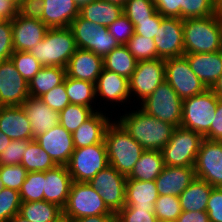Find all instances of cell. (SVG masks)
Returning a JSON list of instances; mask_svg holds the SVG:
<instances>
[{
	"label": "cell",
	"mask_w": 222,
	"mask_h": 222,
	"mask_svg": "<svg viewBox=\"0 0 222 222\" xmlns=\"http://www.w3.org/2000/svg\"><path fill=\"white\" fill-rule=\"evenodd\" d=\"M206 212L210 222H222V187H213Z\"/></svg>",
	"instance_id": "cell-51"
},
{
	"label": "cell",
	"mask_w": 222,
	"mask_h": 222,
	"mask_svg": "<svg viewBox=\"0 0 222 222\" xmlns=\"http://www.w3.org/2000/svg\"><path fill=\"white\" fill-rule=\"evenodd\" d=\"M195 178L194 167L164 166L155 179L158 195L179 196Z\"/></svg>",
	"instance_id": "cell-22"
},
{
	"label": "cell",
	"mask_w": 222,
	"mask_h": 222,
	"mask_svg": "<svg viewBox=\"0 0 222 222\" xmlns=\"http://www.w3.org/2000/svg\"><path fill=\"white\" fill-rule=\"evenodd\" d=\"M123 14V7L116 3L94 0L80 8V16L85 20L108 27Z\"/></svg>",
	"instance_id": "cell-30"
},
{
	"label": "cell",
	"mask_w": 222,
	"mask_h": 222,
	"mask_svg": "<svg viewBox=\"0 0 222 222\" xmlns=\"http://www.w3.org/2000/svg\"><path fill=\"white\" fill-rule=\"evenodd\" d=\"M139 105L144 112L158 120L165 121L175 128L181 126L182 99L166 81L159 84Z\"/></svg>",
	"instance_id": "cell-8"
},
{
	"label": "cell",
	"mask_w": 222,
	"mask_h": 222,
	"mask_svg": "<svg viewBox=\"0 0 222 222\" xmlns=\"http://www.w3.org/2000/svg\"><path fill=\"white\" fill-rule=\"evenodd\" d=\"M103 63L104 69L129 79L135 71L138 61L125 45H119L103 58Z\"/></svg>",
	"instance_id": "cell-35"
},
{
	"label": "cell",
	"mask_w": 222,
	"mask_h": 222,
	"mask_svg": "<svg viewBox=\"0 0 222 222\" xmlns=\"http://www.w3.org/2000/svg\"><path fill=\"white\" fill-rule=\"evenodd\" d=\"M197 178L222 187V141L203 139L194 165Z\"/></svg>",
	"instance_id": "cell-14"
},
{
	"label": "cell",
	"mask_w": 222,
	"mask_h": 222,
	"mask_svg": "<svg viewBox=\"0 0 222 222\" xmlns=\"http://www.w3.org/2000/svg\"><path fill=\"white\" fill-rule=\"evenodd\" d=\"M41 21L48 28L70 27L72 21L80 15V7L75 0H43Z\"/></svg>",
	"instance_id": "cell-26"
},
{
	"label": "cell",
	"mask_w": 222,
	"mask_h": 222,
	"mask_svg": "<svg viewBox=\"0 0 222 222\" xmlns=\"http://www.w3.org/2000/svg\"><path fill=\"white\" fill-rule=\"evenodd\" d=\"M96 98L110 102V105L120 103L123 105L125 102L129 104L131 101V94L129 89V79L117 73L106 70L103 68L95 84ZM100 96V97H99ZM103 98V99H101ZM123 103V104H122Z\"/></svg>",
	"instance_id": "cell-19"
},
{
	"label": "cell",
	"mask_w": 222,
	"mask_h": 222,
	"mask_svg": "<svg viewBox=\"0 0 222 222\" xmlns=\"http://www.w3.org/2000/svg\"><path fill=\"white\" fill-rule=\"evenodd\" d=\"M154 207L158 222L176 221L182 213L179 197L175 195H159Z\"/></svg>",
	"instance_id": "cell-39"
},
{
	"label": "cell",
	"mask_w": 222,
	"mask_h": 222,
	"mask_svg": "<svg viewBox=\"0 0 222 222\" xmlns=\"http://www.w3.org/2000/svg\"><path fill=\"white\" fill-rule=\"evenodd\" d=\"M119 222H158L155 213H149L147 209H133L124 206L116 215Z\"/></svg>",
	"instance_id": "cell-49"
},
{
	"label": "cell",
	"mask_w": 222,
	"mask_h": 222,
	"mask_svg": "<svg viewBox=\"0 0 222 222\" xmlns=\"http://www.w3.org/2000/svg\"><path fill=\"white\" fill-rule=\"evenodd\" d=\"M163 59L139 61L132 76L129 78V89L133 103L137 98L139 103L150 96L159 84L166 78Z\"/></svg>",
	"instance_id": "cell-13"
},
{
	"label": "cell",
	"mask_w": 222,
	"mask_h": 222,
	"mask_svg": "<svg viewBox=\"0 0 222 222\" xmlns=\"http://www.w3.org/2000/svg\"><path fill=\"white\" fill-rule=\"evenodd\" d=\"M127 176L108 165L89 184L96 189L108 209L116 215L125 206Z\"/></svg>",
	"instance_id": "cell-12"
},
{
	"label": "cell",
	"mask_w": 222,
	"mask_h": 222,
	"mask_svg": "<svg viewBox=\"0 0 222 222\" xmlns=\"http://www.w3.org/2000/svg\"><path fill=\"white\" fill-rule=\"evenodd\" d=\"M103 111H95L74 133H72L74 148H83L102 143L107 126L112 118Z\"/></svg>",
	"instance_id": "cell-27"
},
{
	"label": "cell",
	"mask_w": 222,
	"mask_h": 222,
	"mask_svg": "<svg viewBox=\"0 0 222 222\" xmlns=\"http://www.w3.org/2000/svg\"><path fill=\"white\" fill-rule=\"evenodd\" d=\"M72 182L67 166H56L45 171L44 201L56 204L63 209L66 205Z\"/></svg>",
	"instance_id": "cell-23"
},
{
	"label": "cell",
	"mask_w": 222,
	"mask_h": 222,
	"mask_svg": "<svg viewBox=\"0 0 222 222\" xmlns=\"http://www.w3.org/2000/svg\"><path fill=\"white\" fill-rule=\"evenodd\" d=\"M57 166H66L74 152L72 134L58 124L34 139Z\"/></svg>",
	"instance_id": "cell-17"
},
{
	"label": "cell",
	"mask_w": 222,
	"mask_h": 222,
	"mask_svg": "<svg viewBox=\"0 0 222 222\" xmlns=\"http://www.w3.org/2000/svg\"><path fill=\"white\" fill-rule=\"evenodd\" d=\"M215 113L210 130L203 137L212 141H222V99H219Z\"/></svg>",
	"instance_id": "cell-55"
},
{
	"label": "cell",
	"mask_w": 222,
	"mask_h": 222,
	"mask_svg": "<svg viewBox=\"0 0 222 222\" xmlns=\"http://www.w3.org/2000/svg\"><path fill=\"white\" fill-rule=\"evenodd\" d=\"M125 46L138 62L158 58L157 49L152 38H145L134 33Z\"/></svg>",
	"instance_id": "cell-41"
},
{
	"label": "cell",
	"mask_w": 222,
	"mask_h": 222,
	"mask_svg": "<svg viewBox=\"0 0 222 222\" xmlns=\"http://www.w3.org/2000/svg\"><path fill=\"white\" fill-rule=\"evenodd\" d=\"M44 180L45 172H27L19 190L21 202L44 200Z\"/></svg>",
	"instance_id": "cell-38"
},
{
	"label": "cell",
	"mask_w": 222,
	"mask_h": 222,
	"mask_svg": "<svg viewBox=\"0 0 222 222\" xmlns=\"http://www.w3.org/2000/svg\"><path fill=\"white\" fill-rule=\"evenodd\" d=\"M165 81L184 100L206 91L208 88L191 70L186 57L179 56L164 60Z\"/></svg>",
	"instance_id": "cell-11"
},
{
	"label": "cell",
	"mask_w": 222,
	"mask_h": 222,
	"mask_svg": "<svg viewBox=\"0 0 222 222\" xmlns=\"http://www.w3.org/2000/svg\"><path fill=\"white\" fill-rule=\"evenodd\" d=\"M27 175V170L21 165H0V187L19 191Z\"/></svg>",
	"instance_id": "cell-44"
},
{
	"label": "cell",
	"mask_w": 222,
	"mask_h": 222,
	"mask_svg": "<svg viewBox=\"0 0 222 222\" xmlns=\"http://www.w3.org/2000/svg\"><path fill=\"white\" fill-rule=\"evenodd\" d=\"M153 2L161 16L182 19V0H153Z\"/></svg>",
	"instance_id": "cell-53"
},
{
	"label": "cell",
	"mask_w": 222,
	"mask_h": 222,
	"mask_svg": "<svg viewBox=\"0 0 222 222\" xmlns=\"http://www.w3.org/2000/svg\"><path fill=\"white\" fill-rule=\"evenodd\" d=\"M156 12L153 0H127L123 6V14L133 25L139 21L150 20Z\"/></svg>",
	"instance_id": "cell-40"
},
{
	"label": "cell",
	"mask_w": 222,
	"mask_h": 222,
	"mask_svg": "<svg viewBox=\"0 0 222 222\" xmlns=\"http://www.w3.org/2000/svg\"><path fill=\"white\" fill-rule=\"evenodd\" d=\"M164 167L163 156L158 150H145L136 162L127 179L153 181Z\"/></svg>",
	"instance_id": "cell-33"
},
{
	"label": "cell",
	"mask_w": 222,
	"mask_h": 222,
	"mask_svg": "<svg viewBox=\"0 0 222 222\" xmlns=\"http://www.w3.org/2000/svg\"><path fill=\"white\" fill-rule=\"evenodd\" d=\"M19 214L30 222H63V209L44 200L21 202Z\"/></svg>",
	"instance_id": "cell-32"
},
{
	"label": "cell",
	"mask_w": 222,
	"mask_h": 222,
	"mask_svg": "<svg viewBox=\"0 0 222 222\" xmlns=\"http://www.w3.org/2000/svg\"><path fill=\"white\" fill-rule=\"evenodd\" d=\"M185 54L222 50V15L183 20Z\"/></svg>",
	"instance_id": "cell-2"
},
{
	"label": "cell",
	"mask_w": 222,
	"mask_h": 222,
	"mask_svg": "<svg viewBox=\"0 0 222 222\" xmlns=\"http://www.w3.org/2000/svg\"><path fill=\"white\" fill-rule=\"evenodd\" d=\"M164 17L161 16L158 12H156L150 20L139 21L134 29L135 34H139L145 38H154L157 37V32L160 27L161 20Z\"/></svg>",
	"instance_id": "cell-52"
},
{
	"label": "cell",
	"mask_w": 222,
	"mask_h": 222,
	"mask_svg": "<svg viewBox=\"0 0 222 222\" xmlns=\"http://www.w3.org/2000/svg\"><path fill=\"white\" fill-rule=\"evenodd\" d=\"M18 15V5L12 0H0V18L12 20Z\"/></svg>",
	"instance_id": "cell-56"
},
{
	"label": "cell",
	"mask_w": 222,
	"mask_h": 222,
	"mask_svg": "<svg viewBox=\"0 0 222 222\" xmlns=\"http://www.w3.org/2000/svg\"><path fill=\"white\" fill-rule=\"evenodd\" d=\"M204 137L181 126L173 130L171 138L161 150L164 166L194 167Z\"/></svg>",
	"instance_id": "cell-6"
},
{
	"label": "cell",
	"mask_w": 222,
	"mask_h": 222,
	"mask_svg": "<svg viewBox=\"0 0 222 222\" xmlns=\"http://www.w3.org/2000/svg\"><path fill=\"white\" fill-rule=\"evenodd\" d=\"M213 186L201 178H195L192 183L178 196L182 211H204Z\"/></svg>",
	"instance_id": "cell-29"
},
{
	"label": "cell",
	"mask_w": 222,
	"mask_h": 222,
	"mask_svg": "<svg viewBox=\"0 0 222 222\" xmlns=\"http://www.w3.org/2000/svg\"><path fill=\"white\" fill-rule=\"evenodd\" d=\"M157 57L163 60L183 56L184 34L183 19L164 17L161 20L157 37L153 38Z\"/></svg>",
	"instance_id": "cell-16"
},
{
	"label": "cell",
	"mask_w": 222,
	"mask_h": 222,
	"mask_svg": "<svg viewBox=\"0 0 222 222\" xmlns=\"http://www.w3.org/2000/svg\"><path fill=\"white\" fill-rule=\"evenodd\" d=\"M135 26L122 14L108 26V32L115 38L119 45H125L134 34Z\"/></svg>",
	"instance_id": "cell-47"
},
{
	"label": "cell",
	"mask_w": 222,
	"mask_h": 222,
	"mask_svg": "<svg viewBox=\"0 0 222 222\" xmlns=\"http://www.w3.org/2000/svg\"><path fill=\"white\" fill-rule=\"evenodd\" d=\"M191 70L210 89L222 75V50L212 53L184 54Z\"/></svg>",
	"instance_id": "cell-24"
},
{
	"label": "cell",
	"mask_w": 222,
	"mask_h": 222,
	"mask_svg": "<svg viewBox=\"0 0 222 222\" xmlns=\"http://www.w3.org/2000/svg\"><path fill=\"white\" fill-rule=\"evenodd\" d=\"M94 111L87 106L68 104L59 112V124L71 134L74 133Z\"/></svg>",
	"instance_id": "cell-37"
},
{
	"label": "cell",
	"mask_w": 222,
	"mask_h": 222,
	"mask_svg": "<svg viewBox=\"0 0 222 222\" xmlns=\"http://www.w3.org/2000/svg\"><path fill=\"white\" fill-rule=\"evenodd\" d=\"M218 101L219 98L210 89L182 100L181 127L204 136L215 118Z\"/></svg>",
	"instance_id": "cell-7"
},
{
	"label": "cell",
	"mask_w": 222,
	"mask_h": 222,
	"mask_svg": "<svg viewBox=\"0 0 222 222\" xmlns=\"http://www.w3.org/2000/svg\"><path fill=\"white\" fill-rule=\"evenodd\" d=\"M65 89L69 97L70 104L87 106L90 107L94 112L100 110L99 108H97L98 110L95 108L97 98L94 83L66 76Z\"/></svg>",
	"instance_id": "cell-34"
},
{
	"label": "cell",
	"mask_w": 222,
	"mask_h": 222,
	"mask_svg": "<svg viewBox=\"0 0 222 222\" xmlns=\"http://www.w3.org/2000/svg\"><path fill=\"white\" fill-rule=\"evenodd\" d=\"M66 69L60 66H44L28 82L29 95L40 98L45 93L64 82Z\"/></svg>",
	"instance_id": "cell-31"
},
{
	"label": "cell",
	"mask_w": 222,
	"mask_h": 222,
	"mask_svg": "<svg viewBox=\"0 0 222 222\" xmlns=\"http://www.w3.org/2000/svg\"><path fill=\"white\" fill-rule=\"evenodd\" d=\"M213 5L216 13L222 15V0H213Z\"/></svg>",
	"instance_id": "cell-61"
},
{
	"label": "cell",
	"mask_w": 222,
	"mask_h": 222,
	"mask_svg": "<svg viewBox=\"0 0 222 222\" xmlns=\"http://www.w3.org/2000/svg\"><path fill=\"white\" fill-rule=\"evenodd\" d=\"M104 141L109 165L128 176L145 149L116 120L107 126Z\"/></svg>",
	"instance_id": "cell-3"
},
{
	"label": "cell",
	"mask_w": 222,
	"mask_h": 222,
	"mask_svg": "<svg viewBox=\"0 0 222 222\" xmlns=\"http://www.w3.org/2000/svg\"><path fill=\"white\" fill-rule=\"evenodd\" d=\"M96 215L114 214L89 183L73 181L66 205L63 208L64 221Z\"/></svg>",
	"instance_id": "cell-5"
},
{
	"label": "cell",
	"mask_w": 222,
	"mask_h": 222,
	"mask_svg": "<svg viewBox=\"0 0 222 222\" xmlns=\"http://www.w3.org/2000/svg\"><path fill=\"white\" fill-rule=\"evenodd\" d=\"M103 68V57L92 51L77 48L65 69L68 77L96 84Z\"/></svg>",
	"instance_id": "cell-20"
},
{
	"label": "cell",
	"mask_w": 222,
	"mask_h": 222,
	"mask_svg": "<svg viewBox=\"0 0 222 222\" xmlns=\"http://www.w3.org/2000/svg\"><path fill=\"white\" fill-rule=\"evenodd\" d=\"M14 52L11 20L0 22V61L10 59Z\"/></svg>",
	"instance_id": "cell-50"
},
{
	"label": "cell",
	"mask_w": 222,
	"mask_h": 222,
	"mask_svg": "<svg viewBox=\"0 0 222 222\" xmlns=\"http://www.w3.org/2000/svg\"><path fill=\"white\" fill-rule=\"evenodd\" d=\"M20 75L29 82L43 67L29 52L14 51L10 57Z\"/></svg>",
	"instance_id": "cell-43"
},
{
	"label": "cell",
	"mask_w": 222,
	"mask_h": 222,
	"mask_svg": "<svg viewBox=\"0 0 222 222\" xmlns=\"http://www.w3.org/2000/svg\"><path fill=\"white\" fill-rule=\"evenodd\" d=\"M16 5H20L24 0H12Z\"/></svg>",
	"instance_id": "cell-65"
},
{
	"label": "cell",
	"mask_w": 222,
	"mask_h": 222,
	"mask_svg": "<svg viewBox=\"0 0 222 222\" xmlns=\"http://www.w3.org/2000/svg\"><path fill=\"white\" fill-rule=\"evenodd\" d=\"M70 28L78 49L92 51L104 58L119 46L115 38L108 32V27L85 20L80 15L72 21Z\"/></svg>",
	"instance_id": "cell-9"
},
{
	"label": "cell",
	"mask_w": 222,
	"mask_h": 222,
	"mask_svg": "<svg viewBox=\"0 0 222 222\" xmlns=\"http://www.w3.org/2000/svg\"><path fill=\"white\" fill-rule=\"evenodd\" d=\"M111 222H119V221L116 219V217H114Z\"/></svg>",
	"instance_id": "cell-66"
},
{
	"label": "cell",
	"mask_w": 222,
	"mask_h": 222,
	"mask_svg": "<svg viewBox=\"0 0 222 222\" xmlns=\"http://www.w3.org/2000/svg\"><path fill=\"white\" fill-rule=\"evenodd\" d=\"M103 1H107V2H110V3H116V4L121 5L122 7L127 2V0H103Z\"/></svg>",
	"instance_id": "cell-63"
},
{
	"label": "cell",
	"mask_w": 222,
	"mask_h": 222,
	"mask_svg": "<svg viewBox=\"0 0 222 222\" xmlns=\"http://www.w3.org/2000/svg\"><path fill=\"white\" fill-rule=\"evenodd\" d=\"M40 99L52 110L60 112L62 111L69 102V97L65 89V79L64 82L53 89L45 93Z\"/></svg>",
	"instance_id": "cell-48"
},
{
	"label": "cell",
	"mask_w": 222,
	"mask_h": 222,
	"mask_svg": "<svg viewBox=\"0 0 222 222\" xmlns=\"http://www.w3.org/2000/svg\"><path fill=\"white\" fill-rule=\"evenodd\" d=\"M216 14L213 0H182V19L206 18Z\"/></svg>",
	"instance_id": "cell-45"
},
{
	"label": "cell",
	"mask_w": 222,
	"mask_h": 222,
	"mask_svg": "<svg viewBox=\"0 0 222 222\" xmlns=\"http://www.w3.org/2000/svg\"><path fill=\"white\" fill-rule=\"evenodd\" d=\"M128 111L116 120L123 129L145 150L161 151L169 142L175 127L165 121L158 120L144 112L141 108ZM138 107V108H137Z\"/></svg>",
	"instance_id": "cell-1"
},
{
	"label": "cell",
	"mask_w": 222,
	"mask_h": 222,
	"mask_svg": "<svg viewBox=\"0 0 222 222\" xmlns=\"http://www.w3.org/2000/svg\"><path fill=\"white\" fill-rule=\"evenodd\" d=\"M21 106L30 121L34 139L59 124V112L49 108L40 98L29 96Z\"/></svg>",
	"instance_id": "cell-25"
},
{
	"label": "cell",
	"mask_w": 222,
	"mask_h": 222,
	"mask_svg": "<svg viewBox=\"0 0 222 222\" xmlns=\"http://www.w3.org/2000/svg\"><path fill=\"white\" fill-rule=\"evenodd\" d=\"M43 7V0H24L18 6V13L26 18L41 20Z\"/></svg>",
	"instance_id": "cell-54"
},
{
	"label": "cell",
	"mask_w": 222,
	"mask_h": 222,
	"mask_svg": "<svg viewBox=\"0 0 222 222\" xmlns=\"http://www.w3.org/2000/svg\"><path fill=\"white\" fill-rule=\"evenodd\" d=\"M9 222H30L24 217H22L19 213L16 214Z\"/></svg>",
	"instance_id": "cell-62"
},
{
	"label": "cell",
	"mask_w": 222,
	"mask_h": 222,
	"mask_svg": "<svg viewBox=\"0 0 222 222\" xmlns=\"http://www.w3.org/2000/svg\"><path fill=\"white\" fill-rule=\"evenodd\" d=\"M12 41L14 51L29 52L42 41L48 27L38 19H31L18 15L11 20Z\"/></svg>",
	"instance_id": "cell-18"
},
{
	"label": "cell",
	"mask_w": 222,
	"mask_h": 222,
	"mask_svg": "<svg viewBox=\"0 0 222 222\" xmlns=\"http://www.w3.org/2000/svg\"><path fill=\"white\" fill-rule=\"evenodd\" d=\"M12 140L0 131V154L7 148Z\"/></svg>",
	"instance_id": "cell-60"
},
{
	"label": "cell",
	"mask_w": 222,
	"mask_h": 222,
	"mask_svg": "<svg viewBox=\"0 0 222 222\" xmlns=\"http://www.w3.org/2000/svg\"><path fill=\"white\" fill-rule=\"evenodd\" d=\"M158 196L155 180L127 179L125 206H130L133 209L143 208L147 209L149 213H154V204Z\"/></svg>",
	"instance_id": "cell-28"
},
{
	"label": "cell",
	"mask_w": 222,
	"mask_h": 222,
	"mask_svg": "<svg viewBox=\"0 0 222 222\" xmlns=\"http://www.w3.org/2000/svg\"><path fill=\"white\" fill-rule=\"evenodd\" d=\"M210 90L219 98L222 99V75L212 85Z\"/></svg>",
	"instance_id": "cell-59"
},
{
	"label": "cell",
	"mask_w": 222,
	"mask_h": 222,
	"mask_svg": "<svg viewBox=\"0 0 222 222\" xmlns=\"http://www.w3.org/2000/svg\"><path fill=\"white\" fill-rule=\"evenodd\" d=\"M20 206L19 191L0 187V222H9L19 213Z\"/></svg>",
	"instance_id": "cell-42"
},
{
	"label": "cell",
	"mask_w": 222,
	"mask_h": 222,
	"mask_svg": "<svg viewBox=\"0 0 222 222\" xmlns=\"http://www.w3.org/2000/svg\"><path fill=\"white\" fill-rule=\"evenodd\" d=\"M115 215H96L69 220L67 222H111Z\"/></svg>",
	"instance_id": "cell-58"
},
{
	"label": "cell",
	"mask_w": 222,
	"mask_h": 222,
	"mask_svg": "<svg viewBox=\"0 0 222 222\" xmlns=\"http://www.w3.org/2000/svg\"><path fill=\"white\" fill-rule=\"evenodd\" d=\"M109 165L105 141L74 149L66 165L72 181L89 183L93 177Z\"/></svg>",
	"instance_id": "cell-10"
},
{
	"label": "cell",
	"mask_w": 222,
	"mask_h": 222,
	"mask_svg": "<svg viewBox=\"0 0 222 222\" xmlns=\"http://www.w3.org/2000/svg\"><path fill=\"white\" fill-rule=\"evenodd\" d=\"M21 165L27 172H45L57 166L35 140L28 144Z\"/></svg>",
	"instance_id": "cell-36"
},
{
	"label": "cell",
	"mask_w": 222,
	"mask_h": 222,
	"mask_svg": "<svg viewBox=\"0 0 222 222\" xmlns=\"http://www.w3.org/2000/svg\"><path fill=\"white\" fill-rule=\"evenodd\" d=\"M78 6L81 8L83 5H86L94 0H75Z\"/></svg>",
	"instance_id": "cell-64"
},
{
	"label": "cell",
	"mask_w": 222,
	"mask_h": 222,
	"mask_svg": "<svg viewBox=\"0 0 222 222\" xmlns=\"http://www.w3.org/2000/svg\"><path fill=\"white\" fill-rule=\"evenodd\" d=\"M29 96L28 82L12 60L0 61V106H21Z\"/></svg>",
	"instance_id": "cell-15"
},
{
	"label": "cell",
	"mask_w": 222,
	"mask_h": 222,
	"mask_svg": "<svg viewBox=\"0 0 222 222\" xmlns=\"http://www.w3.org/2000/svg\"><path fill=\"white\" fill-rule=\"evenodd\" d=\"M77 47L70 27L49 28L44 39L29 53L44 66L66 68Z\"/></svg>",
	"instance_id": "cell-4"
},
{
	"label": "cell",
	"mask_w": 222,
	"mask_h": 222,
	"mask_svg": "<svg viewBox=\"0 0 222 222\" xmlns=\"http://www.w3.org/2000/svg\"><path fill=\"white\" fill-rule=\"evenodd\" d=\"M176 222H210L208 213L204 211H182Z\"/></svg>",
	"instance_id": "cell-57"
},
{
	"label": "cell",
	"mask_w": 222,
	"mask_h": 222,
	"mask_svg": "<svg viewBox=\"0 0 222 222\" xmlns=\"http://www.w3.org/2000/svg\"><path fill=\"white\" fill-rule=\"evenodd\" d=\"M32 140H12L0 154V165L21 164L24 152Z\"/></svg>",
	"instance_id": "cell-46"
},
{
	"label": "cell",
	"mask_w": 222,
	"mask_h": 222,
	"mask_svg": "<svg viewBox=\"0 0 222 222\" xmlns=\"http://www.w3.org/2000/svg\"><path fill=\"white\" fill-rule=\"evenodd\" d=\"M0 131L11 140H34L22 106H0Z\"/></svg>",
	"instance_id": "cell-21"
}]
</instances>
